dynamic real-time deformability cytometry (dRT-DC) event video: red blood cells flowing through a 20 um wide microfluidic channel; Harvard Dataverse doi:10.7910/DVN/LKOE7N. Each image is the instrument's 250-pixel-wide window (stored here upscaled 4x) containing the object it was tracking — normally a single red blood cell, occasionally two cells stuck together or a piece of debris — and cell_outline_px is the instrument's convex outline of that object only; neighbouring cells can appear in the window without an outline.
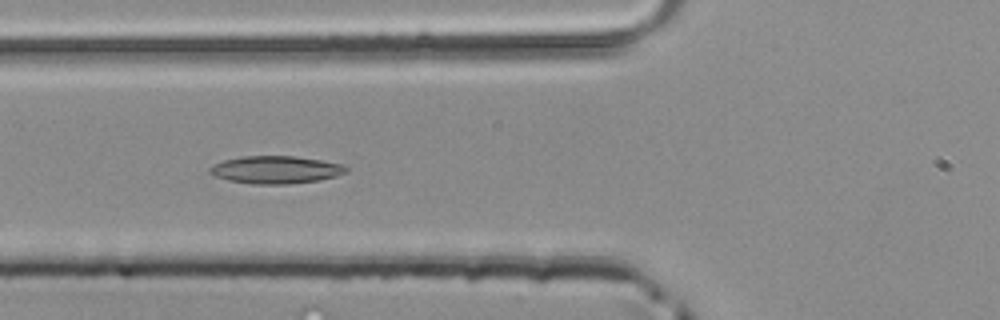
{"species": "common noctule bat (a hibernating species)", "species_latin": "Nyctalus noctula", "temperature_condition": "room temperature", "stored_images_in_passage": 32, "camera_frame_rate_fps": 3000, "um_per_image_px": 0.085, "animal": {"sex": "male", "body_mass_g": 20.4}, "frame": {"image": 1, "passage_image": 7, "time_ms": 2.0, "image_size_px": [1000, 320], "cell_outline_px": [[348, 172], [336, 176], [320, 180], [288, 184], [252, 184], [228, 180], [212, 176], [208, 172], [208, 168], [212, 164], [224, 160], [240, 156], [296, 156], [344, 164], [348, 168]], "centroid_in_image_um": [23.41, 14.43], "position_along_channel_um": 102.4, "area_um2": 22.25}}
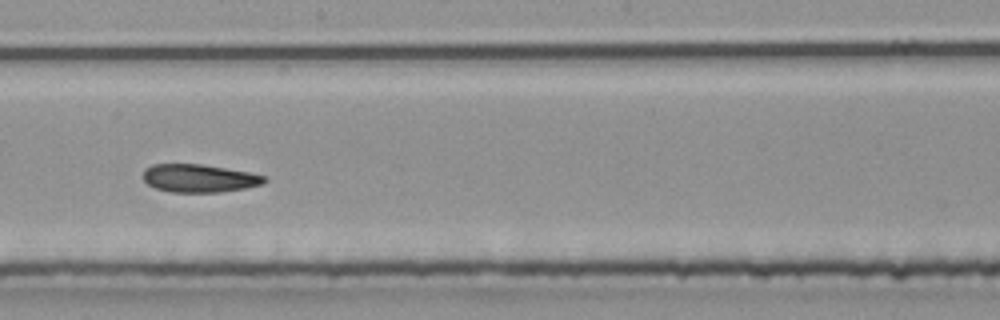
{"frame": {"image": 2, "passage_image": 16, "time_ms": 5.0, "image_size_px": [1000, 320], "cell_outline_px": [[268, 180], [264, 184], [244, 188], [220, 192], [168, 192], [156, 188], [148, 184], [144, 180], [144, 168], [152, 164], [204, 164], [248, 172], [268, 176]], "centroid_in_image_um": [16.96, 15.15], "position_along_channel_um": 231.2, "area_um2": 19.94}}
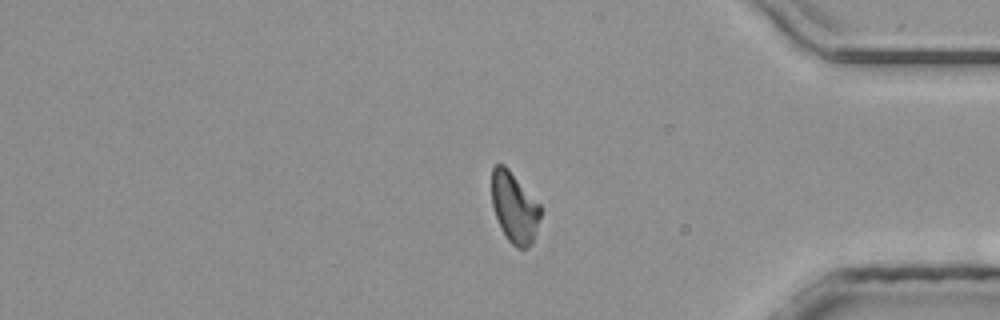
{"frame": {"image": 3, "passage_image": 29, "time_ms": 9.333, "image_size_px": [1000, 320], "cell_outline_px": [[540, 216], [532, 244], [528, 248], [516, 248], [508, 240], [500, 228], [492, 204], [492, 168], [496, 164], [504, 164], [508, 168], [540, 204]], "centroid_in_image_um": [43.71, 17.64], "position_along_channel_um": 391.5, "area_um2": 19.94}}